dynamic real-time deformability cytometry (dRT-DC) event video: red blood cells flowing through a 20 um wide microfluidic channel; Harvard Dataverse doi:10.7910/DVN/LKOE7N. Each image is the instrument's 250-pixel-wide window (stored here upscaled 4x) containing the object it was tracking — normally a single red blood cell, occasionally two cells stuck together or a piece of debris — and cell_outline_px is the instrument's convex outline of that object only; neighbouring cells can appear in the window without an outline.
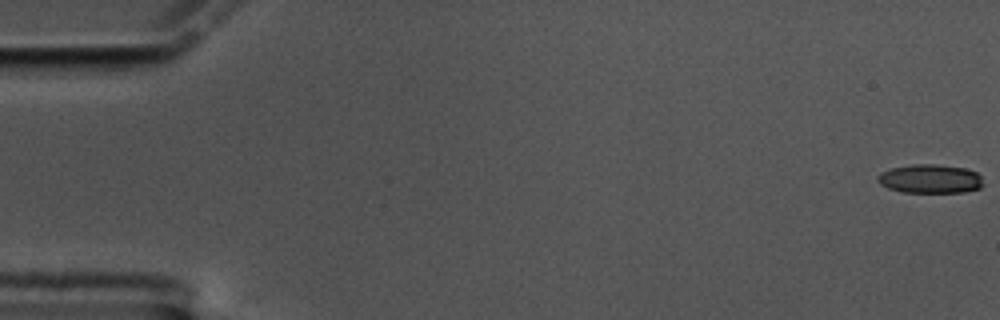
{"species": "common noctule bat (a hibernating species)", "species_latin": "Nyctalus noctula", "temperature_condition": "cold", "stored_images_in_passage": 61, "camera_frame_rate_fps": 3000, "um_per_image_px": 0.085, "animal": {"sex": "male", "body_mass_g": 17.5, "forearm_length_mm": 52.3}, "frame": {"image": 1, "passage_image": 1, "time_ms": 0.0, "image_size_px": [1000, 320], "cell_outline_px": [[984, 184], [980, 188], [964, 192], [900, 192], [888, 188], [880, 184], [876, 180], [876, 176], [880, 172], [892, 168], [912, 164], [936, 164], [964, 168], [976, 172], [980, 176]], "centroid_in_image_um": [79.03, 15.2], "position_along_channel_um": 6.0, "area_um2": 17.86}}
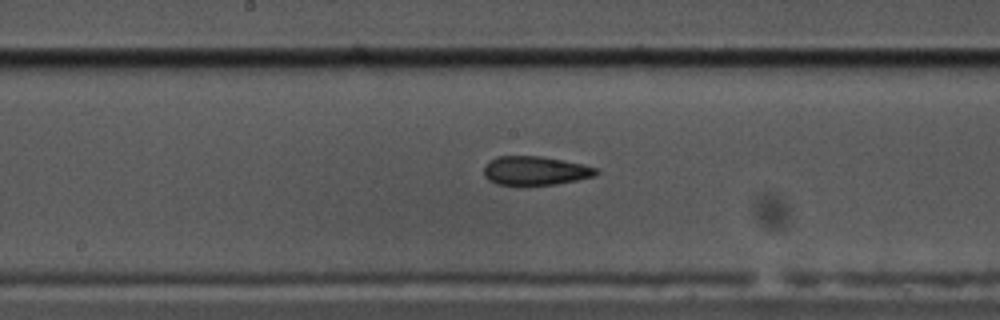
{"frame": {"image": 2, "passage_image": 32, "time_ms": 10.333, "image_size_px": [1000, 320], "cell_outline_px": [[600, 172], [596, 176], [556, 184], [496, 184], [488, 180], [484, 176], [484, 168], [496, 156], [540, 156], [584, 164], [600, 168]], "centroid_in_image_um": [45.56, 14.5], "position_along_channel_um": 202.6, "area_um2": 18.79}}
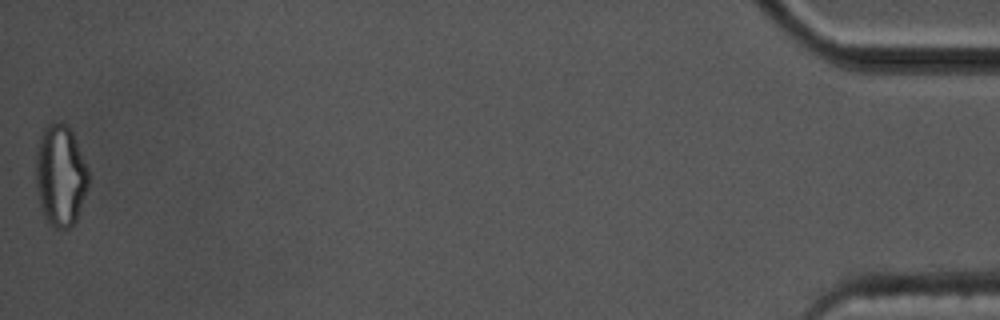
{"frame": {"image": 3, "passage_image": 61, "time_ms": 20.0, "image_size_px": [1000, 320], "cell_outline_px": [[88, 188], [76, 220], [68, 228], [56, 228], [48, 224], [44, 216], [40, 204], [36, 188], [36, 152], [40, 136], [44, 128], [48, 124], [60, 120], [72, 132], [88, 172]], "centroid_in_image_um": [5.11, 14.93], "position_along_channel_um": 430.1, "area_um2": 30.87}, "authors_computed_cell_mechanics": {"area_um2": 19.4786, "velocity_mm_per_s": 3.35, "shape_relaxation_time_tau1_ms": null, "shape_relaxation_time_tau2_ms": 2.8022, "deformation_change_tau1": null, "deformation_change_tau2": 0.1085}}